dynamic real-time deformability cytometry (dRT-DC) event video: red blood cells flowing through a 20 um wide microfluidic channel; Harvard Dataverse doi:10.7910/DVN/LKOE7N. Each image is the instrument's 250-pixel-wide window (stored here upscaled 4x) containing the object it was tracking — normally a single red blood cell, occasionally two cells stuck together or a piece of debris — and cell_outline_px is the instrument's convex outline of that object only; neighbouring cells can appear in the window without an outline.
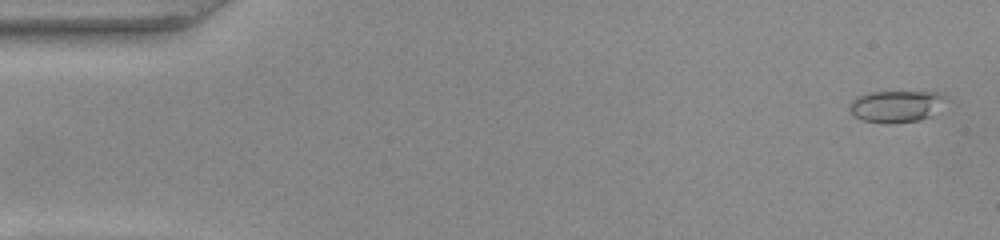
{"species": "common noctule bat (a hibernating species)", "species_latin": "Nyctalus noctula", "temperature_condition": "warm", "stored_images_in_passage": 51, "camera_frame_rate_fps": 3000, "um_per_image_px": 0.085, "animal": {"sex": "female", "body_mass_g": 22.0, "forearm_length_mm": 56.7}, "frame": {"image": 1, "passage_image": 2, "time_ms": 0.333, "image_size_px": [1000, 240], "cell_outline_px": [[944, 96], [928, 116], [920, 120], [892, 124], [884, 124], [860, 120], [852, 116], [848, 108], [852, 100], [856, 96], [868, 92], [936, 92]], "centroid_in_image_um": [75.98, 9.05], "position_along_channel_um": 9.0, "area_um2": 17.51}}
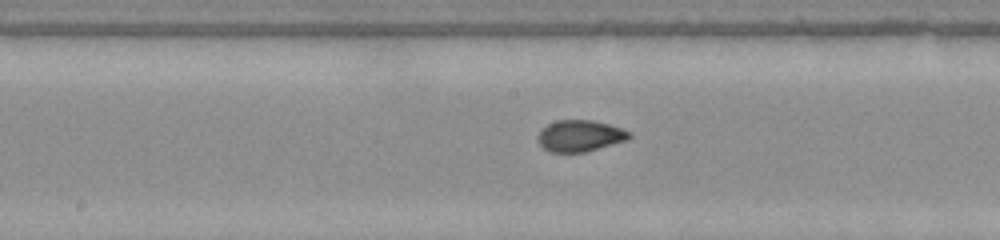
{"frame": {"image": 2, "passage_image": 26, "time_ms": 8.333, "image_size_px": [1000, 240], "cell_outline_px": [[632, 136], [628, 140], [584, 152], [548, 152], [540, 144], [536, 136], [548, 124], [556, 120], [592, 120], [608, 124], [632, 132]], "centroid_in_image_um": [49.31, 11.55], "position_along_channel_um": 198.9, "area_um2": 16.7}}
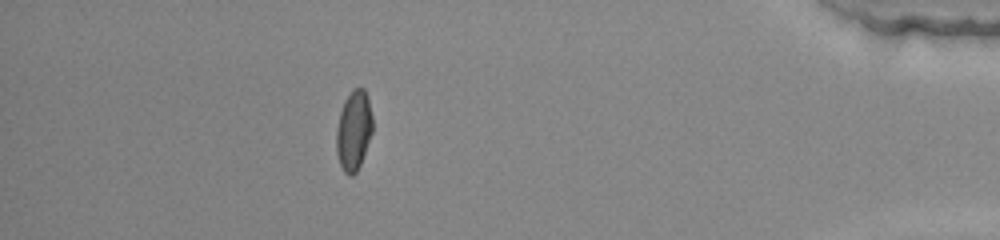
{"frame": {"image": 3, "passage_image": 45, "time_ms": 14.667, "image_size_px": [1000, 240], "cell_outline_px": [[372, 132], [360, 164], [356, 172], [352, 176], [348, 176], [344, 172], [340, 164], [336, 152], [336, 128], [340, 112], [344, 100], [352, 88], [364, 88], [368, 96], [372, 116]], "centroid_in_image_um": [30.05, 11.07], "position_along_channel_um": 405.1, "area_um2": 16.94}}